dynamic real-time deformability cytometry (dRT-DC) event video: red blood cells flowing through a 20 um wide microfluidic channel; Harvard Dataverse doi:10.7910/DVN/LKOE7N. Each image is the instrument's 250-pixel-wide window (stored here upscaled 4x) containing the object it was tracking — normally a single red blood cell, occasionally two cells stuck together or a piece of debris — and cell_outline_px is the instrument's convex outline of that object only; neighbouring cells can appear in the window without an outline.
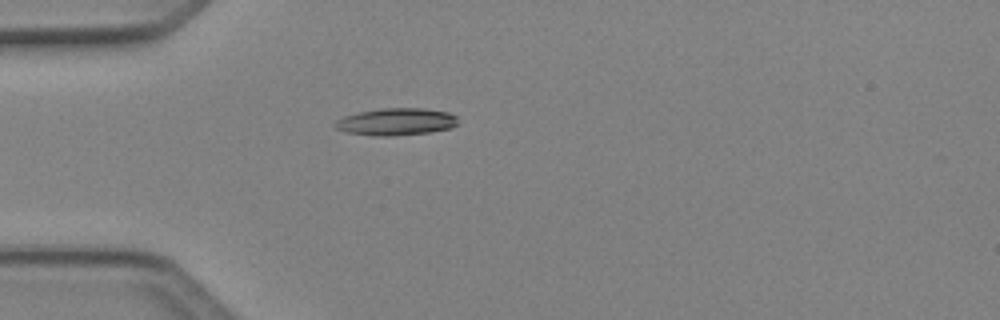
{"species": "Egyptian fruit bat (a non-hibernating species)", "species_latin": "Rousettus aegyptiacus", "temperature_condition": "cold", "stored_images_in_passage": 4, "camera_frame_rate_fps": 3000, "um_per_image_px": 0.085, "animal": {"sex": "female"}, "frame": {"image": 1, "passage_image": 4, "time_ms": 1.0, "image_size_px": [1000, 320], "cell_outline_px": [[460, 124], [452, 128], [428, 132], [392, 136], [372, 136], [344, 132], [336, 128], [332, 124], [336, 120], [344, 116], [360, 112], [380, 108], [424, 108], [448, 112], [456, 116]], "centroid_in_image_um": [33.67, 10.35], "position_along_channel_um": 51.3, "area_um2": 19.71}}